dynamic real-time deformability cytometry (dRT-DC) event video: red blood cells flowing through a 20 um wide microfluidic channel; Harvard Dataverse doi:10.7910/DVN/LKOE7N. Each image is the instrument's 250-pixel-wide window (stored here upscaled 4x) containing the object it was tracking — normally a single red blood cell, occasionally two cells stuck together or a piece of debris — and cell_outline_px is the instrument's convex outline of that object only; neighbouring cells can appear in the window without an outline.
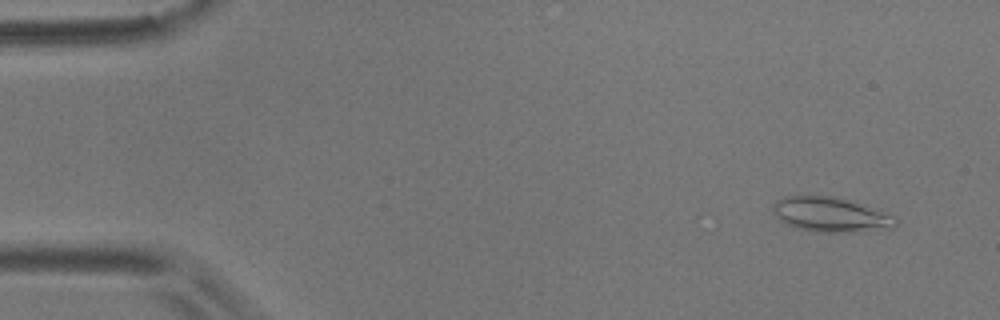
{"species": "common noctule bat (a hibernating species)", "species_latin": "Nyctalus noctula", "temperature_condition": "room temperature", "stored_images_in_passage": 27, "camera_frame_rate_fps": 3000, "um_per_image_px": 0.085, "animal": {"sex": "male", "body_mass_g": 17.9}, "frame": {"image": 1, "passage_image": 4, "time_ms": 1.0, "image_size_px": [1000, 320], "cell_outline_px": [[896, 228], [848, 232], [816, 232], [796, 228], [784, 224], [772, 212], [772, 204], [776, 200], [784, 196], [832, 196], [848, 200], [896, 216]], "centroid_in_image_um": [70.56, 18.25], "position_along_channel_um": 14.4, "area_um2": 24.85}}
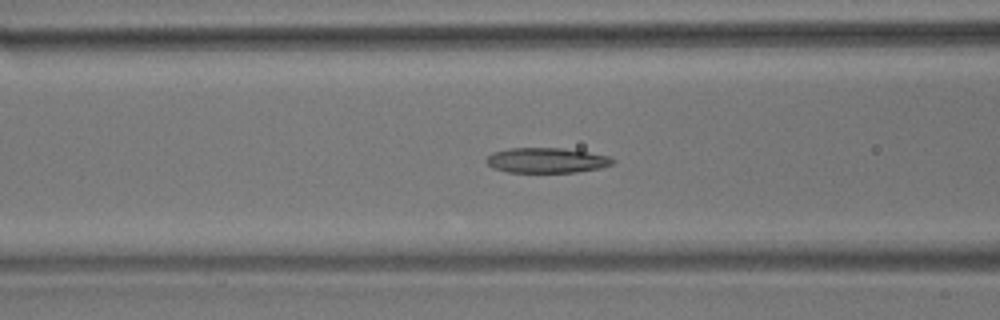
{"frame": {"image": 2, "passage_image": 22, "time_ms": 7.0, "image_size_px": [1000, 320], "cell_outline_px": [[616, 160], [612, 164], [600, 168], [576, 172], [508, 172], [492, 168], [484, 160], [492, 152], [508, 148], [564, 148], [588, 152], [608, 156]], "centroid_in_image_um": [46.43, 13.62], "position_along_channel_um": 120.2, "area_um2": 18.55}}